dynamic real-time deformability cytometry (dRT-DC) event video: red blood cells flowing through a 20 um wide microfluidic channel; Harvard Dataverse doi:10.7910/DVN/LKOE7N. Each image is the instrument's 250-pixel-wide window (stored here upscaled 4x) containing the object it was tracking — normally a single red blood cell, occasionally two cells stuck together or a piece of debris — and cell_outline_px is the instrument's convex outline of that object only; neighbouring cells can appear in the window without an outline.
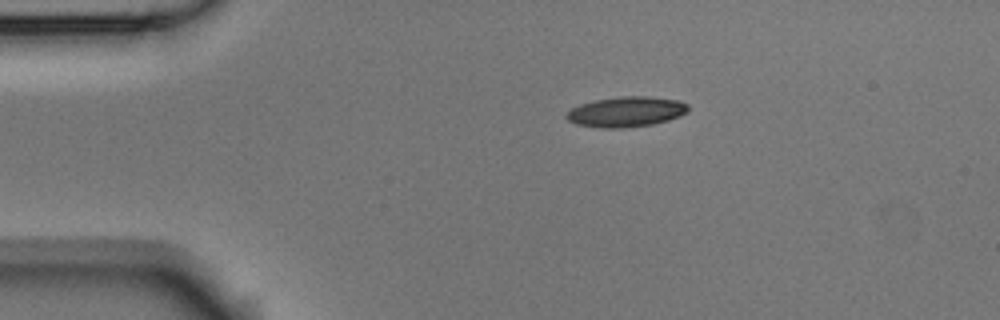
{"species": "Egyptian fruit bat (a non-hibernating species)", "species_latin": "Rousettus aegyptiacus", "temperature_condition": "room temperature", "stored_images_in_passage": 3, "camera_frame_rate_fps": 3000, "um_per_image_px": 0.085, "animal": {"sex": "male"}, "frame": {"image": 1, "passage_image": 1, "time_ms": 0.0, "image_size_px": [1000, 320], "cell_outline_px": [[688, 112], [680, 116], [668, 120], [652, 124], [620, 128], [600, 128], [576, 124], [568, 120], [564, 116], [572, 108], [580, 104], [596, 100], [620, 96], [648, 96], [676, 100], [688, 104]], "centroid_in_image_um": [53.22, 9.5], "position_along_channel_um": 31.8, "area_um2": 21.39}}
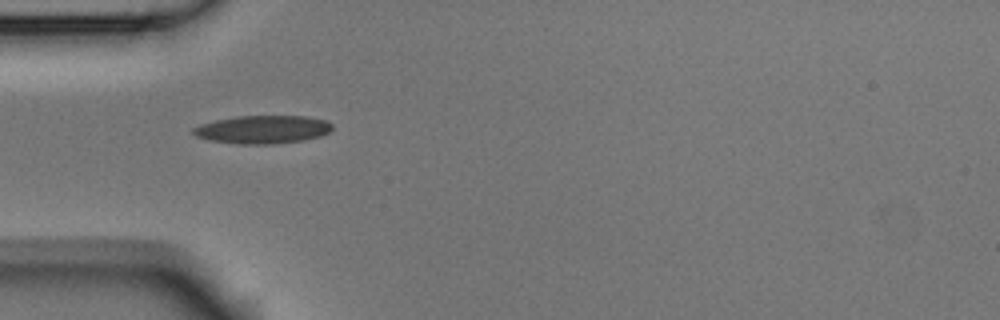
{"frame": {"image": 2, "passage_image": 2, "time_ms": 0.333, "image_size_px": [1000, 320], "cell_outline_px": [[332, 128], [328, 132], [320, 136], [304, 140], [272, 144], [236, 144], [208, 140], [196, 136], [192, 132], [192, 128], [200, 124], [216, 120], [236, 116], [304, 116], [328, 120], [332, 124]], "centroid_in_image_um": [22.31, 11.01], "position_along_channel_um": 62.7, "area_um2": 22.89}}
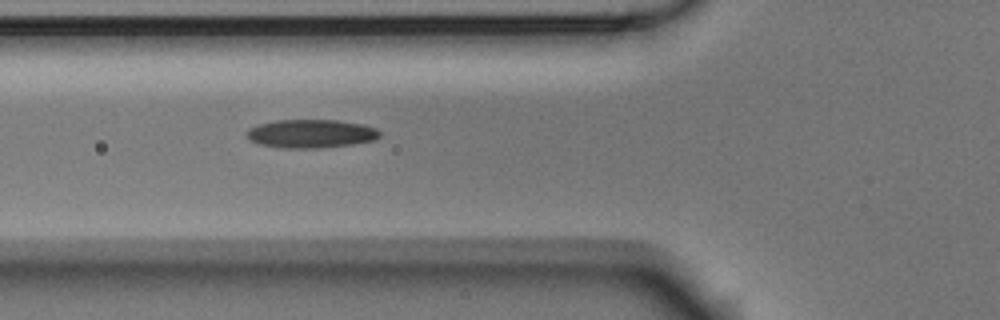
{"frame": {"image": 3, "passage_image": 3, "time_ms": 0.667, "image_size_px": [1000, 320], "cell_outline_px": [[380, 136], [376, 140], [352, 144], [316, 148], [284, 148], [260, 144], [248, 140], [244, 136], [244, 132], [248, 128], [256, 124], [276, 120], [336, 120], [364, 124], [376, 128], [380, 132]], "centroid_in_image_um": [26.38, 11.35], "position_along_channel_um": 99.4, "area_um2": 22.37}}